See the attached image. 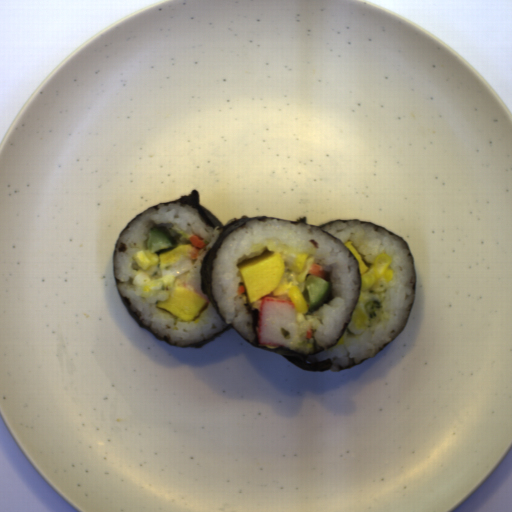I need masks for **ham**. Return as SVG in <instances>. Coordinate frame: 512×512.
Listing matches in <instances>:
<instances>
[{"instance_id": "ham-2", "label": "ham", "mask_w": 512, "mask_h": 512, "mask_svg": "<svg viewBox=\"0 0 512 512\" xmlns=\"http://www.w3.org/2000/svg\"><path fill=\"white\" fill-rule=\"evenodd\" d=\"M312 337L310 331L306 332V338Z\"/></svg>"}, {"instance_id": "ham-1", "label": "ham", "mask_w": 512, "mask_h": 512, "mask_svg": "<svg viewBox=\"0 0 512 512\" xmlns=\"http://www.w3.org/2000/svg\"><path fill=\"white\" fill-rule=\"evenodd\" d=\"M237 292H239L240 294L241 293H244L245 292V287L243 285H240L238 288H237Z\"/></svg>"}]
</instances>
